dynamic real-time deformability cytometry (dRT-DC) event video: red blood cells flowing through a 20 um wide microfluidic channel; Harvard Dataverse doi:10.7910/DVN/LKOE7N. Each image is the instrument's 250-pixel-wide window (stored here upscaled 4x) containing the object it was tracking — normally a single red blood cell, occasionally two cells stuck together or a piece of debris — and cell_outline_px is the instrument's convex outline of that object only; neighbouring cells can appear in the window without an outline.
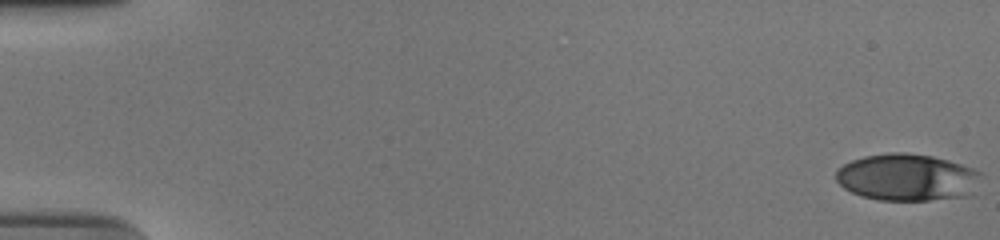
{"species": "human", "species_latin": "Homo sapiens", "temperature_condition": "cold", "stored_images_in_passage": 56, "camera_frame_rate_fps": 3000, "um_per_image_px": 0.085, "donor": {"sex": "male"}, "frame": {"image": 1, "passage_image": 1, "time_ms": 0.0, "image_size_px": [1000, 240], "cell_outline_px": [[984, 172], [976, 196], [928, 200], [880, 200], [860, 196], [844, 188], [836, 180], [836, 168], [852, 160], [864, 156], [888, 152], [904, 152], [932, 156], [948, 160]], "centroid_in_image_um": [77.19, 15.08], "position_along_channel_um": 7.8, "area_um2": 40.58}}
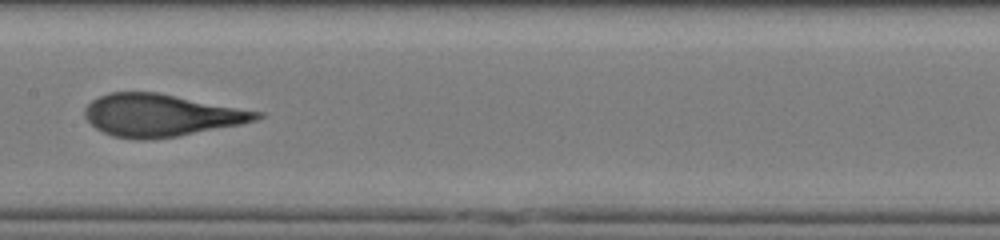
{"frame": {"image": 2, "passage_image": 30, "time_ms": 9.667, "image_size_px": [1000, 240], "cell_outline_px": [[264, 116], [256, 120], [240, 124], [176, 136], [152, 140], [136, 140], [112, 136], [96, 128], [88, 120], [84, 112], [88, 104], [92, 100], [108, 92], [156, 92], [264, 112]], "centroid_in_image_um": [13.69, 9.8], "position_along_channel_um": 193.7, "area_um2": 42.19}}
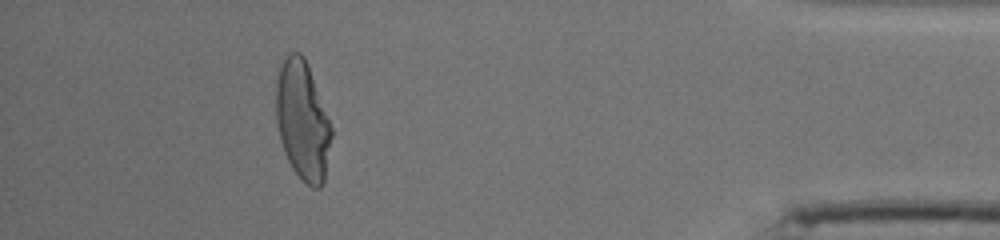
{"frame": {"image": 3, "passage_image": 51, "time_ms": 16.667, "image_size_px": [1000, 240], "cell_outline_px": [[332, 136], [324, 180], [320, 188], [312, 188], [300, 180], [292, 168], [284, 152], [280, 140], [276, 120], [276, 80], [280, 68], [284, 60], [292, 52], [300, 52], [304, 56], [308, 64], [332, 128]], "centroid_in_image_um": [25.71, 10.28], "position_along_channel_um": 409.5, "area_um2": 38.38}, "authors_computed_cell_mechanics": {"area_um2": 41.1536, "velocity_mm_per_s": 3.7408, "shape_relaxation_time_tau1_ms": 4.9164, "shape_relaxation_time_tau2_ms": 0.8441, "deformation_change_tau1": 0.2313, "deformation_change_tau2": 0.0837}}